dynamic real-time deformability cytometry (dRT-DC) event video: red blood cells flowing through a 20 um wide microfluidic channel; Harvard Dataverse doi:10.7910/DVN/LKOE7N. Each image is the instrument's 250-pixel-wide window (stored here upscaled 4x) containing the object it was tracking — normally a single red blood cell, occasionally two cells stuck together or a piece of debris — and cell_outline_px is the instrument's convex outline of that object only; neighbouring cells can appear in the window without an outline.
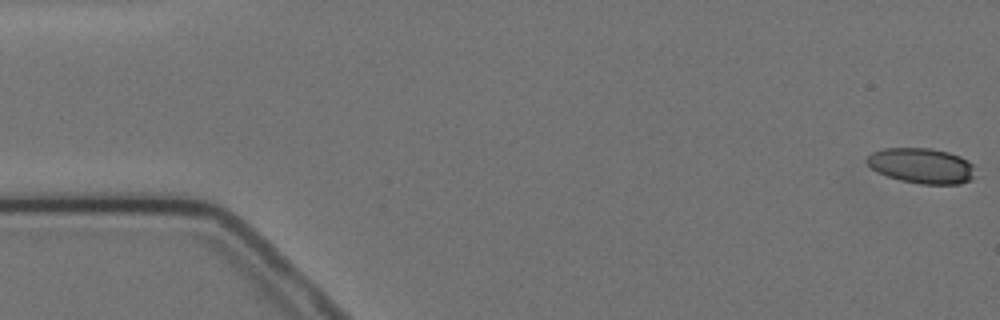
{"species": "Egyptian fruit bat (a non-hibernating species)", "species_latin": "Rousettus aegyptiacus", "temperature_condition": "cold", "stored_images_in_passage": 16, "camera_frame_rate_fps": 3000, "um_per_image_px": 0.085, "animal": {"sex": "female"}, "frame": {"image": 1, "passage_image": 1, "time_ms": 0.0, "image_size_px": [1000, 320], "cell_outline_px": [[972, 180], [960, 184], [920, 184], [900, 180], [888, 176], [872, 168], [864, 160], [872, 152], [884, 148], [932, 148], [948, 152], [960, 156], [968, 160], [972, 164]], "centroid_in_image_um": [78.33, 14.08], "position_along_channel_um": 6.7, "area_um2": 22.2}}
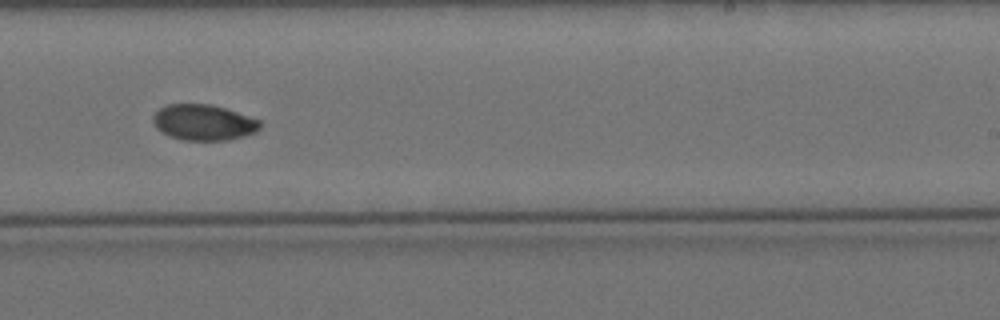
{"frame": {"image": 2, "passage_image": 10, "time_ms": 11.333, "image_size_px": [1000, 320], "cell_outline_px": [[264, 124], [256, 132], [244, 136], [228, 140], [180, 140], [168, 136], [160, 132], [156, 128], [152, 120], [152, 116], [160, 108], [168, 104], [212, 104], [260, 120]], "centroid_in_image_um": [17.29, 10.42], "position_along_channel_um": 271.7, "area_um2": 22.54}}
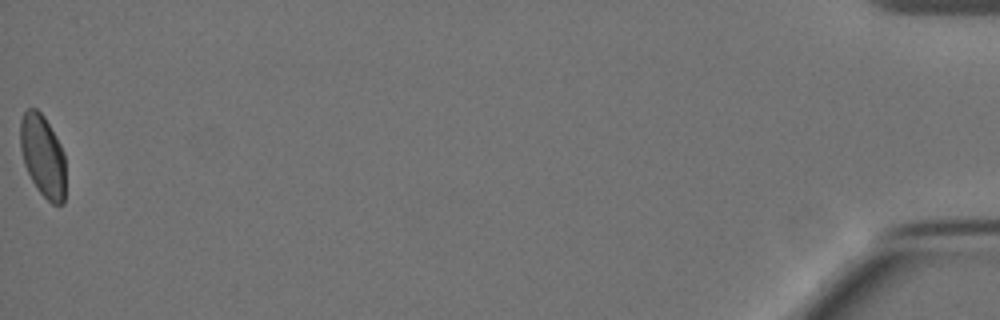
{"frame": {"image": 3, "passage_image": 16, "time_ms": 19.0, "image_size_px": [1000, 320], "cell_outline_px": [[64, 204], [52, 204], [36, 188], [24, 164], [20, 148], [20, 120], [24, 112], [28, 108], [36, 108], [44, 116], [56, 136], [64, 152]], "centroid_in_image_um": [3.62, 13.23], "position_along_channel_um": 431.6, "area_um2": 21.62}, "authors_computed_cell_mechanics": {"area_um2": 22.7732, "velocity_mm_per_s": 3.4827, "shape_relaxation_time_tau1_ms": null, "shape_relaxation_time_tau2_ms": 1.73, "deformation_change_tau1": null, "deformation_change_tau2": 0.0256}}